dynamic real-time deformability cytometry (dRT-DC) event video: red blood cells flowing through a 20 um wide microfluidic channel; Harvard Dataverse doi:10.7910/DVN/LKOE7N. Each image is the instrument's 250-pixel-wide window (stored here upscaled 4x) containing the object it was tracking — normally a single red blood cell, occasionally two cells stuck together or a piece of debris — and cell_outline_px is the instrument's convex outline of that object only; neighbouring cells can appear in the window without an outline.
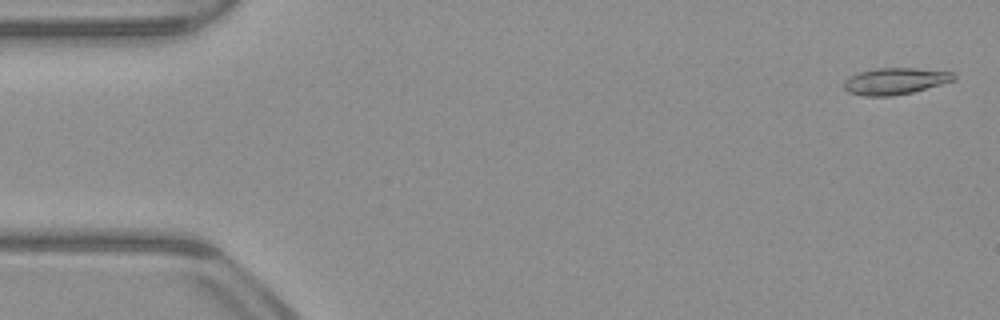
{"species": "common noctule bat (a hibernating species)", "species_latin": "Nyctalus noctula", "temperature_condition": "warm", "stored_images_in_passage": 52, "camera_frame_rate_fps": 3000, "um_per_image_px": 0.085, "animal": {"sex": "male", "body_mass_g": 23.1, "forearm_length_mm": 52.7}, "frame": {"image": 1, "passage_image": 2, "time_ms": 0.333, "image_size_px": [1000, 320], "cell_outline_px": [[956, 80], [912, 92], [892, 96], [864, 96], [848, 92], [844, 88], [844, 80], [860, 72], [876, 68], [916, 68], [952, 72], [956, 76]], "centroid_in_image_um": [76.1, 6.9], "position_along_channel_um": 8.9, "area_um2": 16.94}}
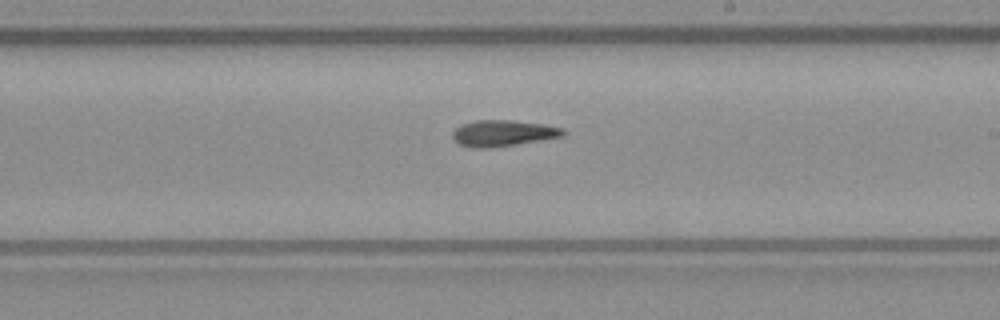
{"frame": {"image": 2, "passage_image": 30, "time_ms": 9.667, "image_size_px": [1000, 320], "cell_outline_px": [[568, 132], [564, 136], [516, 144], [488, 148], [472, 148], [460, 144], [452, 140], [452, 132], [456, 128], [464, 124], [476, 120], [512, 120], [544, 124], [564, 128]], "centroid_in_image_um": [42.78, 11.32], "position_along_channel_um": 246.2, "area_um2": 16.94}}
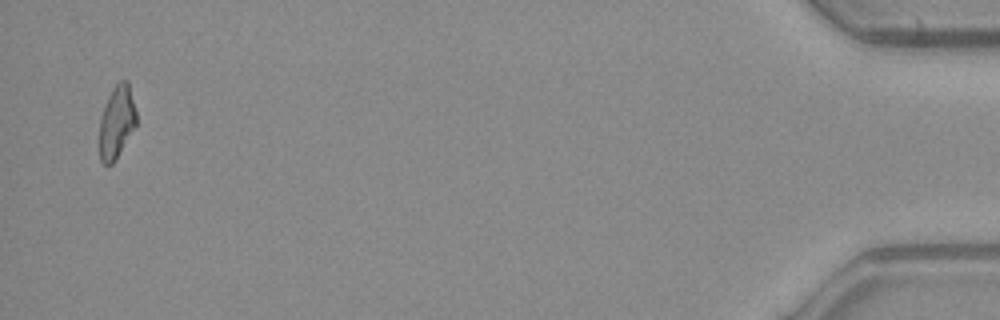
{"frame": {"image": 3, "passage_image": 51, "time_ms": 16.667, "image_size_px": [1000, 320], "cell_outline_px": [[136, 124], [116, 160], [112, 164], [104, 164], [100, 160], [96, 144], [100, 120], [104, 104], [112, 88], [120, 80], [128, 80], [136, 112]], "centroid_in_image_um": [9.86, 10.41], "position_along_channel_um": 425.3, "area_um2": 16.13}}